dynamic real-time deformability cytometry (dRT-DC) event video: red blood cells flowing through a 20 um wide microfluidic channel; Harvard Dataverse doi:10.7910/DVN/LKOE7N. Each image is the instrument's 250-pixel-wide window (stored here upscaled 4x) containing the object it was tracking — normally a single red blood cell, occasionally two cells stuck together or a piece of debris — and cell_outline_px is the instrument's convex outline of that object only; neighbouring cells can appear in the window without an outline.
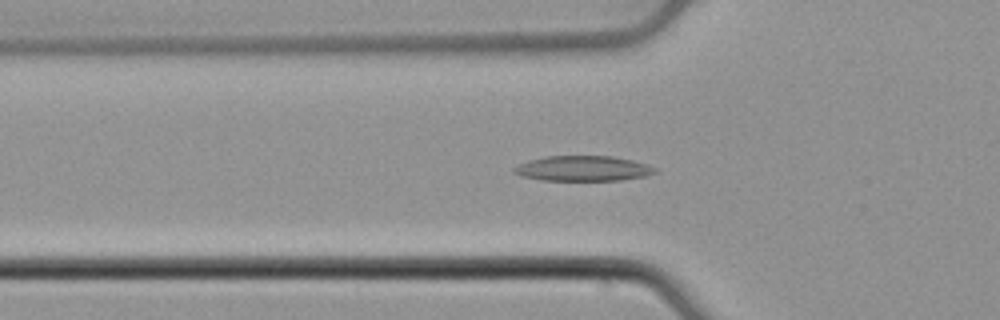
{"species": "common noctule bat (a hibernating species)", "species_latin": "Nyctalus noctula", "temperature_condition": "cold", "stored_images_in_passage": 50, "camera_frame_rate_fps": 3000, "um_per_image_px": 0.085, "animal": {"sex": "male", "body_mass_g": 21.5, "forearm_length_mm": 52.0}, "frame": {"image": 1, "passage_image": 15, "time_ms": 4.667, "image_size_px": [1000, 320], "cell_outline_px": [[656, 172], [644, 176], [620, 180], [540, 180], [520, 176], [512, 172], [512, 168], [520, 164], [544, 156], [612, 156], [632, 160], [648, 164], [656, 168]], "centroid_in_image_um": [49.54, 14.32], "position_along_channel_um": 76.3, "area_um2": 20.63}}
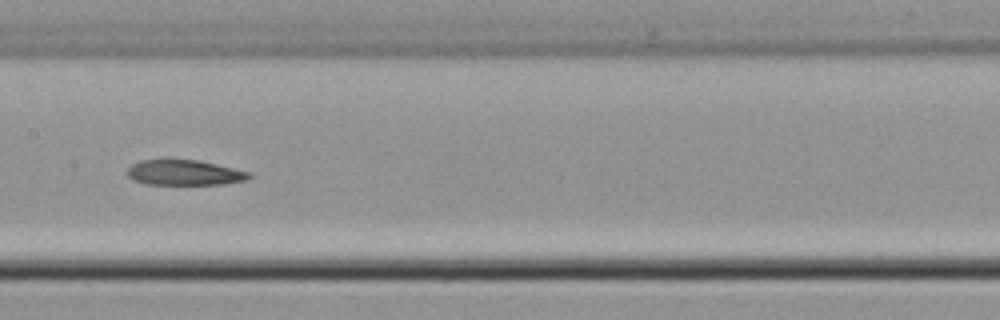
{"frame": {"image": 2, "passage_image": 24, "time_ms": 7.667, "image_size_px": [1000, 320], "cell_outline_px": [[252, 176], [248, 180], [224, 184], [144, 184], [132, 180], [128, 176], [128, 168], [132, 164], [140, 160], [168, 156], [196, 160], [216, 164], [252, 172]], "centroid_in_image_um": [15.64, 14.63], "position_along_channel_um": 191.8, "area_um2": 18.79}}
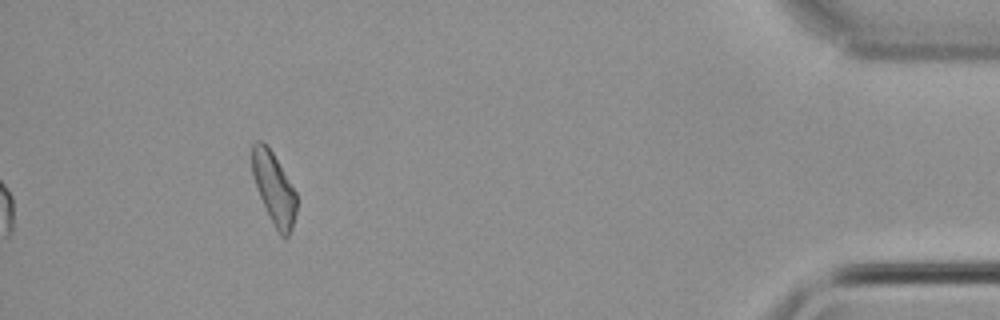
{"frame": {"image": 3, "passage_image": 46, "time_ms": 15.0, "image_size_px": [1000, 320], "cell_outline_px": [[296, 212], [292, 228], [288, 236], [284, 240], [276, 232], [260, 196], [252, 172], [252, 144], [256, 140], [264, 140], [272, 152], [296, 192]], "centroid_in_image_um": [23.29, 16.03], "position_along_channel_um": 411.9, "area_um2": 18.5}, "authors_computed_cell_mechanics": {"area_um2": 19.652, "velocity_mm_per_s": 3.8578, "shape_relaxation_time_tau1_ms": null, "shape_relaxation_time_tau2_ms": 4.8058, "deformation_change_tau1": null, "deformation_change_tau2": 0.1213}}